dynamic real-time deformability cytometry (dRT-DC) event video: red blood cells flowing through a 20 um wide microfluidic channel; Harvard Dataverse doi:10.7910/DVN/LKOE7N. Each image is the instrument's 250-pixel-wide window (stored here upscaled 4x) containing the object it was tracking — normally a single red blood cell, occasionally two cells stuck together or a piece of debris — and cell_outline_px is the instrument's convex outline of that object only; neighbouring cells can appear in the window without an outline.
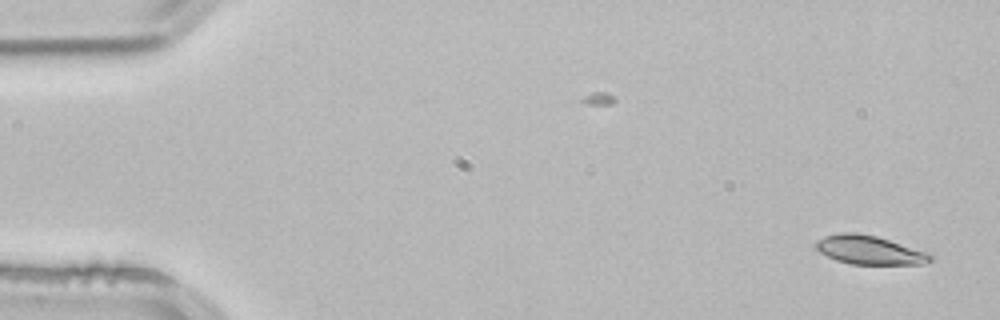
{"species": "common noctule bat (a hibernating species)", "species_latin": "Nyctalus noctula", "temperature_condition": "room temperature", "stored_images_in_passage": 2, "camera_frame_rate_fps": 3000, "um_per_image_px": 0.085, "animal": {"sex": "male", "body_mass_g": 21.5, "forearm_length_mm": 52.0}, "frame": {"image": 1, "passage_image": 2, "time_ms": 0.333, "image_size_px": [1000, 320], "cell_outline_px": [[936, 260], [920, 264], [852, 264], [836, 260], [820, 252], [816, 248], [816, 240], [824, 236], [844, 232], [856, 232], [876, 236], [932, 252], [936, 256]], "centroid_in_image_um": [74.01, 21.25], "position_along_channel_um": 11.0, "area_um2": 19.54}}